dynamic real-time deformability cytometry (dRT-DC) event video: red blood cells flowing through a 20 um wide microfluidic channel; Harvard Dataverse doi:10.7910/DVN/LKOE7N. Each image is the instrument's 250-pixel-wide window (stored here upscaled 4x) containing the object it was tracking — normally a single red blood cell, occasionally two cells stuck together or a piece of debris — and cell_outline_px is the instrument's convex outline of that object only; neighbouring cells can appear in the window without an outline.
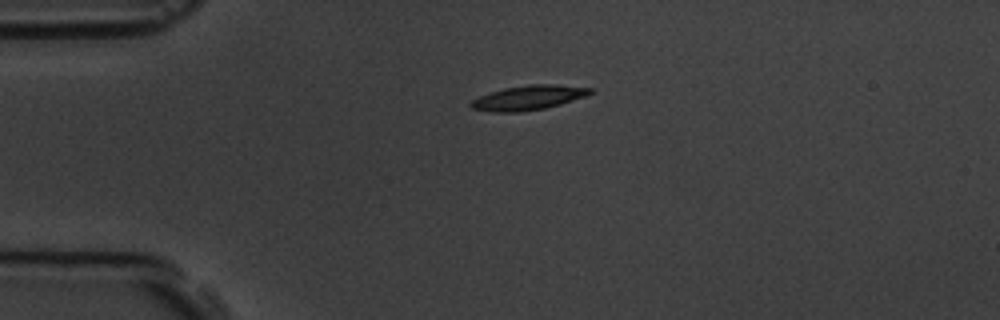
{"species": "common noctule bat (a hibernating species)", "species_latin": "Nyctalus noctula", "temperature_condition": "room temperature", "stored_images_in_passage": 2, "camera_frame_rate_fps": 3000, "um_per_image_px": 0.085, "animal": {"sex": "male", "body_mass_g": 19.5, "forearm_length_mm": 54.6}, "frame": {"image": 1, "passage_image": 1, "time_ms": 0.0, "image_size_px": [1000, 320], "cell_outline_px": [[592, 92], [584, 96], [560, 104], [544, 108], [520, 112], [492, 112], [472, 108], [468, 104], [472, 100], [480, 96], [504, 88], [528, 84], [556, 84], [592, 88]], "centroid_in_image_um": [44.89, 8.3], "position_along_channel_um": 40.1, "area_um2": 16.88}}